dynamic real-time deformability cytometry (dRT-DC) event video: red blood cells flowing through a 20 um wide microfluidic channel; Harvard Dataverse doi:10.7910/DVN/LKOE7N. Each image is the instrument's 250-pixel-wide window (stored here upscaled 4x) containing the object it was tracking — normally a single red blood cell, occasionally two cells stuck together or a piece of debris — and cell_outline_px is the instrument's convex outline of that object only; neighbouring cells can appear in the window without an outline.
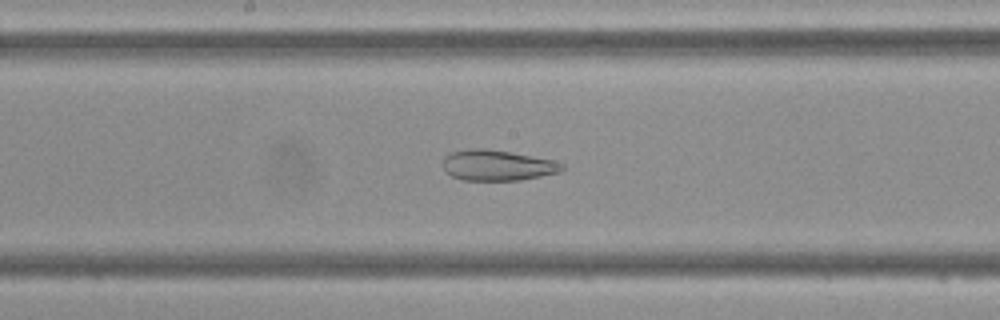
{"species": "Egyptian fruit bat (a non-hibernating species)", "species_latin": "Rousettus aegyptiacus", "temperature_condition": "cold", "stored_images_in_passage": 47, "camera_frame_rate_fps": 3000, "um_per_image_px": 0.085, "frame": {"image": 1, "passage_image": 24, "time_ms": 7.667, "image_size_px": [1000, 320], "cell_outline_px": [[564, 168], [560, 172], [520, 180], [460, 180], [444, 172], [444, 156], [452, 152], [472, 148], [484, 148], [556, 160], [564, 164]], "centroid_in_image_um": [42.28, 14.05], "position_along_channel_um": 205.9, "area_um2": 21.27}}
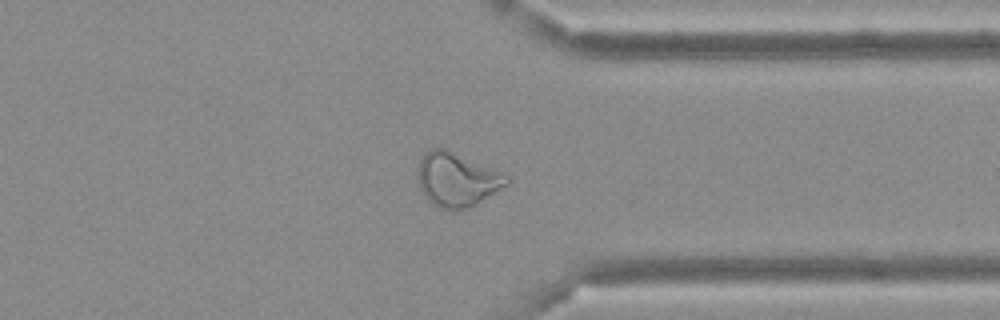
{"frame": {"image": 2, "passage_image": 36, "time_ms": 11.667, "image_size_px": [1000, 320], "cell_outline_px": [[512, 180], [508, 184], [476, 204], [468, 208], [440, 208], [428, 200], [424, 196], [420, 188], [416, 172], [420, 160], [432, 148], [444, 148], [500, 172], [508, 176]], "centroid_in_image_um": [38.82, 15.27], "position_along_channel_um": 372.6, "area_um2": 27.34}}
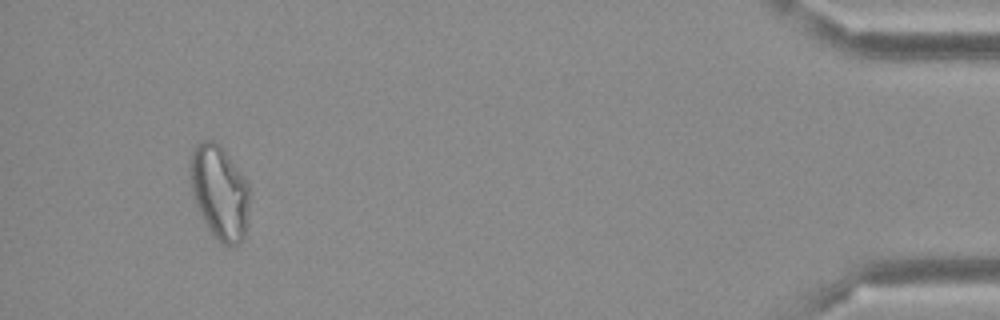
{"frame": {"image": 3, "passage_image": 44, "time_ms": 14.333, "image_size_px": [1000, 320], "cell_outline_px": [[248, 220], [244, 240], [240, 244], [232, 248], [224, 244], [208, 228], [192, 196], [188, 172], [188, 168], [192, 148], [200, 140], [212, 140], [220, 144], [240, 172], [248, 184]], "centroid_in_image_um": [18.63, 16.32], "position_along_channel_um": 416.6, "area_um2": 32.83}}